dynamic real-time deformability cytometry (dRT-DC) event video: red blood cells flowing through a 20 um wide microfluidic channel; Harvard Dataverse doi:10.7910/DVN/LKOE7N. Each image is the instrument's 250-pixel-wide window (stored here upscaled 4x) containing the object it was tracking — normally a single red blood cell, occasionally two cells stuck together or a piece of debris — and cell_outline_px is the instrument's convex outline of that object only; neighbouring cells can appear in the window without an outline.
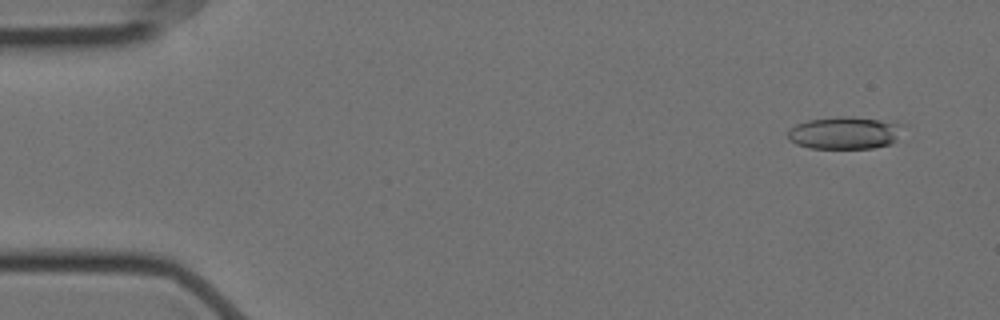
{"species": "Egyptian fruit bat (a non-hibernating species)", "species_latin": "Rousettus aegyptiacus", "temperature_condition": "cold", "stored_images_in_passage": 12, "camera_frame_rate_fps": 3000, "um_per_image_px": 0.085, "animal": {"sex": "female"}, "frame": {"image": 1, "passage_image": 4, "time_ms": 1.0, "image_size_px": [1000, 320], "cell_outline_px": [[896, 140], [892, 144], [872, 148], [808, 148], [796, 144], [788, 140], [788, 132], [796, 124], [808, 120], [836, 116], [852, 116], [880, 120], [896, 124]], "centroid_in_image_um": [71.67, 11.3], "position_along_channel_um": 13.3, "area_um2": 21.27}}